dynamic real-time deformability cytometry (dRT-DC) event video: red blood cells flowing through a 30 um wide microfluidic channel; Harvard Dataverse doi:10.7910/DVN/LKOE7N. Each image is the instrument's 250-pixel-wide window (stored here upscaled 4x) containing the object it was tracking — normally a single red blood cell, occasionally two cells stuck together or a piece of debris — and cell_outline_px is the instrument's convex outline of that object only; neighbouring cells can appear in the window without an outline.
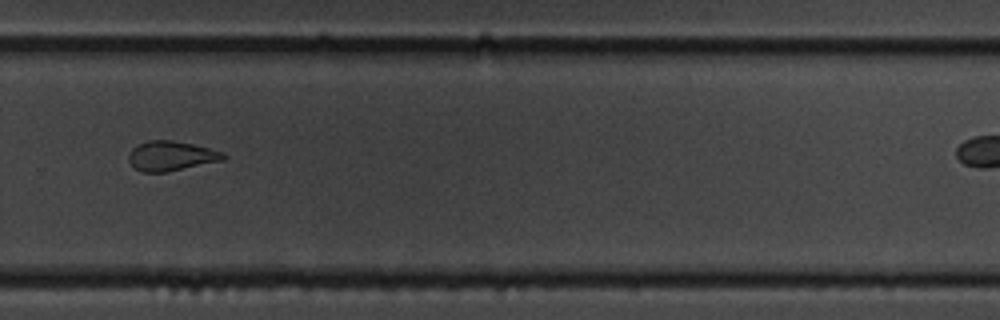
{"species": "common noctule bat (a hibernating species)", "species_latin": "Nyctalus noctula", "temperature_condition": "cold", "stored_images_in_passage": 11, "camera_frame_rate_fps": 3000, "um_per_image_px": 0.085, "animal": {"sex": "male", "body_mass_g": 19.5, "forearm_length_mm": 54.6}, "frame": {"image": 1, "passage_image": 8, "time_ms": 9.0, "image_size_px": [1000, 320], "cell_outline_px": [[228, 156], [224, 160], [168, 172], [140, 172], [128, 160], [128, 156], [132, 148], [148, 140], [172, 140], [192, 144], [224, 152]], "centroid_in_image_um": [14.57, 13.26], "position_along_channel_um": 315.2, "area_um2": 16.42}}
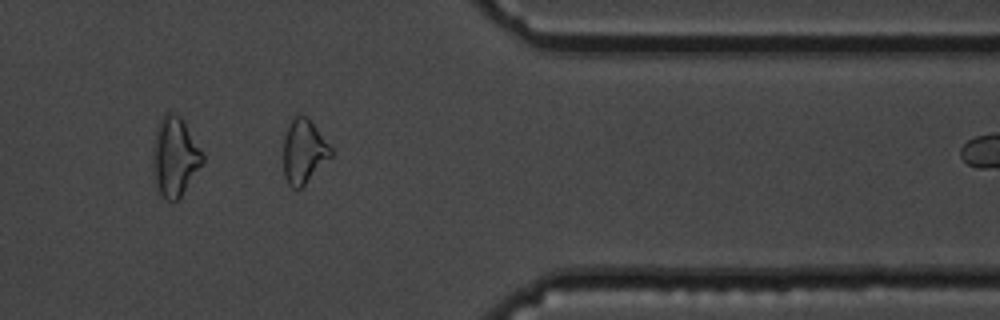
{"frame": {"image": 2, "passage_image": 10, "time_ms": 11.333, "image_size_px": [1000, 320], "cell_outline_px": [[332, 156], [300, 188], [292, 188], [288, 184], [284, 176], [284, 136], [288, 124], [292, 116], [308, 116], [332, 148]], "centroid_in_image_um": [25.81, 12.84], "position_along_channel_um": 385.6, "area_um2": 17.69}, "authors_computed_cell_mechanics": {"area_um2": 19.5942, "velocity_mm_per_s": 3.5199, "shape_relaxation_time_tau1_ms": null, "shape_relaxation_time_tau2_ms": 2.3628, "deformation_change_tau1": null, "deformation_change_tau2": 0.1022}}